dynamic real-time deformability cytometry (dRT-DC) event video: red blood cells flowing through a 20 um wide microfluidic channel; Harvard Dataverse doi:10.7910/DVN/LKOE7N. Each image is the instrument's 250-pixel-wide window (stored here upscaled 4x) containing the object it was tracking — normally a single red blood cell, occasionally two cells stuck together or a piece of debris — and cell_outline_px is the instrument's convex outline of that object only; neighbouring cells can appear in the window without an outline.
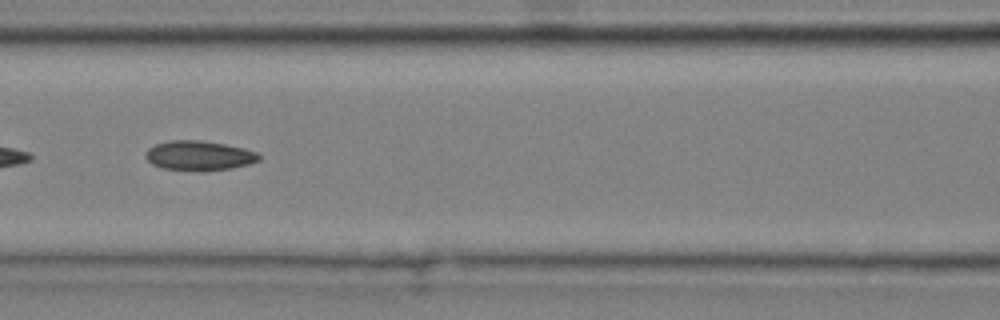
{"species": "common noctule bat (a hibernating species)", "species_latin": "Nyctalus noctula", "temperature_condition": "cold", "stored_images_in_passage": 10, "camera_frame_rate_fps": 3000, "um_per_image_px": 0.085, "animal": {"sex": "male", "body_mass_g": 20.4}, "frame": {"image": 1, "passage_image": 6, "time_ms": 1.667, "image_size_px": [1000, 320], "cell_outline_px": [[260, 160], [248, 164], [232, 168], [204, 172], [200, 172], [160, 168], [152, 164], [144, 156], [144, 152], [148, 148], [156, 144], [168, 140], [200, 140], [224, 144], [244, 148], [256, 152], [260, 156]], "centroid_in_image_um": [16.88, 13.24], "position_along_channel_um": 149.7, "area_um2": 19.94}}
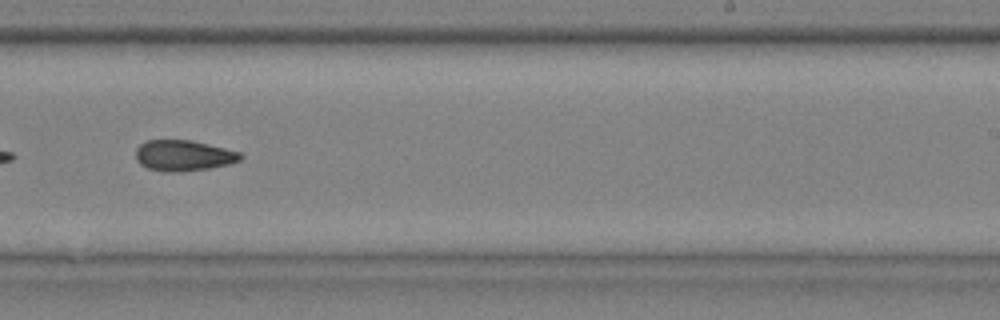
{"frame": {"image": 2, "passage_image": 9, "time_ms": 2.667, "image_size_px": [1000, 320], "cell_outline_px": [[244, 156], [240, 160], [228, 164], [208, 168], [176, 172], [160, 172], [148, 168], [140, 164], [136, 160], [136, 148], [140, 144], [148, 140], [192, 140], [240, 152]], "centroid_in_image_um": [15.57, 13.22], "position_along_channel_um": 273.4, "area_um2": 18.79}}
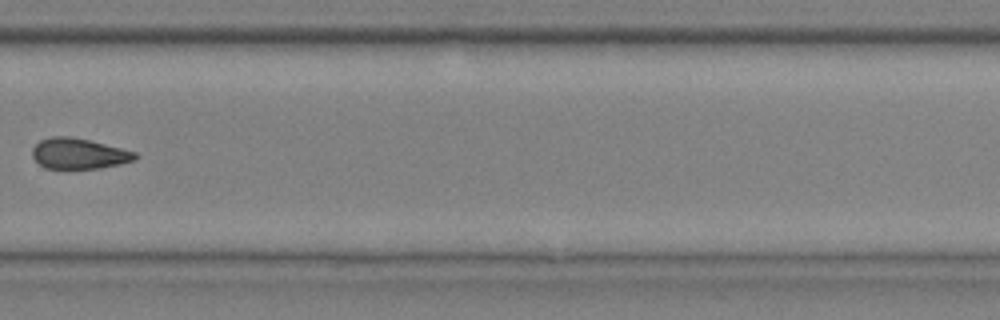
{"frame": {"image": 3, "passage_image": 10, "time_ms": 3.0, "image_size_px": [1000, 320], "cell_outline_px": [[140, 156], [136, 160], [120, 164], [100, 168], [64, 172], [44, 168], [32, 156], [32, 148], [40, 140], [52, 136], [68, 136], [88, 140], [136, 152]], "centroid_in_image_um": [6.68, 13.11], "position_along_channel_um": 323.1, "area_um2": 19.07}}